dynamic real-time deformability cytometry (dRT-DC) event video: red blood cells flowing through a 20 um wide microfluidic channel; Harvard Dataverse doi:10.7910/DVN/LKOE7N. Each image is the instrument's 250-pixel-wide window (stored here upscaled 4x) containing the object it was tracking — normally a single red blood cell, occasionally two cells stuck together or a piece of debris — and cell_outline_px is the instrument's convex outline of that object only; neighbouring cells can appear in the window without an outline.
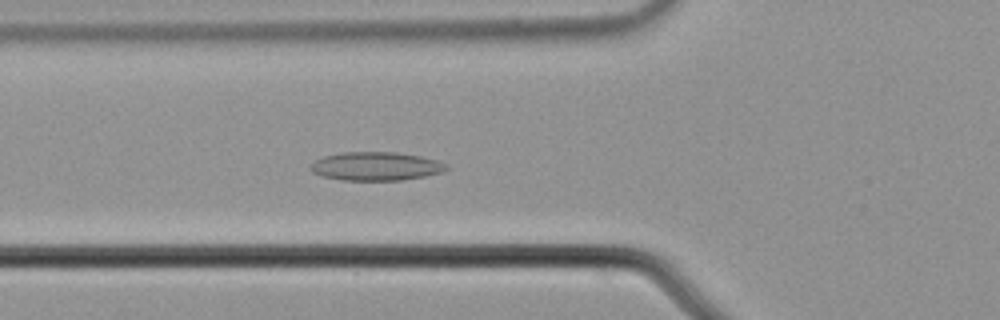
{"species": "common noctule bat (a hibernating species)", "species_latin": "Nyctalus noctula", "temperature_condition": "cold", "stored_images_in_passage": 56, "camera_frame_rate_fps": 3000, "um_per_image_px": 0.085, "animal": {"sex": "male", "body_mass_g": 21.5, "forearm_length_mm": 52.0}, "frame": {"image": 1, "passage_image": 21, "time_ms": 6.667, "image_size_px": [1000, 320], "cell_outline_px": [[448, 168], [444, 172], [424, 176], [400, 180], [340, 180], [324, 176], [312, 172], [308, 168], [316, 160], [324, 156], [340, 152], [396, 152], [420, 156], [436, 160], [448, 164]], "centroid_in_image_um": [31.96, 14.13], "position_along_channel_um": 93.8, "area_um2": 22.6}}
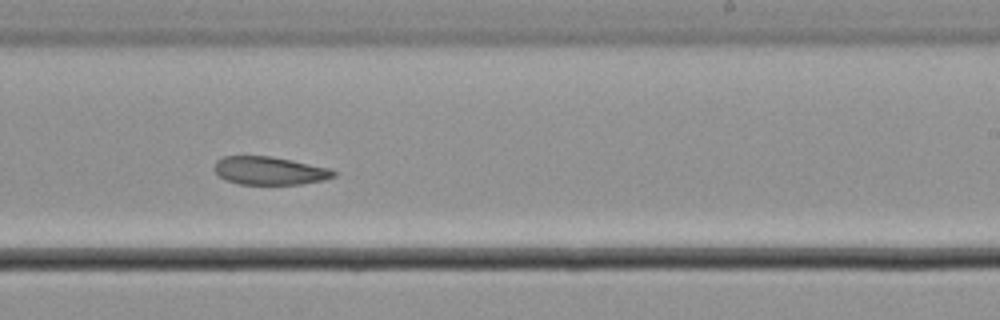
{"frame": {"image": 2, "passage_image": 35, "time_ms": 11.333, "image_size_px": [1000, 320], "cell_outline_px": [[336, 176], [324, 180], [304, 184], [240, 184], [224, 180], [212, 168], [216, 160], [224, 156], [272, 156], [292, 160], [328, 168], [336, 172]], "centroid_in_image_um": [22.89, 14.51], "position_along_channel_um": 266.1, "area_um2": 19.65}}
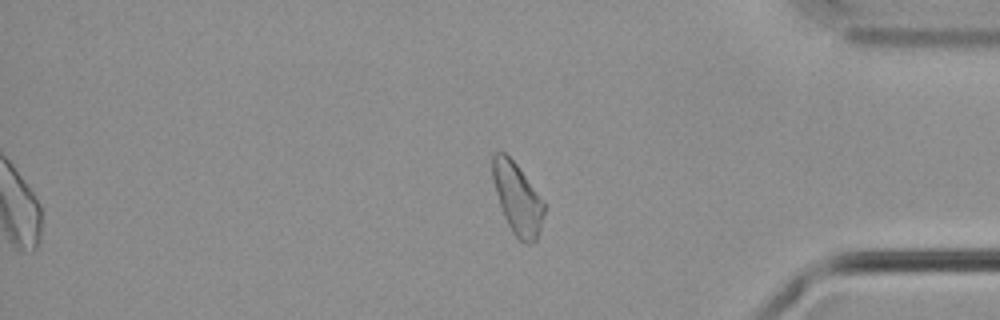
{"frame": {"image": 3, "passage_image": 47, "time_ms": 15.333, "image_size_px": [1000, 320], "cell_outline_px": [[544, 216], [536, 240], [532, 244], [524, 244], [512, 232], [504, 216], [496, 192], [492, 176], [492, 152], [504, 152], [516, 164], [544, 200]], "centroid_in_image_um": [43.98, 16.88], "position_along_channel_um": 391.2, "area_um2": 21.27}}